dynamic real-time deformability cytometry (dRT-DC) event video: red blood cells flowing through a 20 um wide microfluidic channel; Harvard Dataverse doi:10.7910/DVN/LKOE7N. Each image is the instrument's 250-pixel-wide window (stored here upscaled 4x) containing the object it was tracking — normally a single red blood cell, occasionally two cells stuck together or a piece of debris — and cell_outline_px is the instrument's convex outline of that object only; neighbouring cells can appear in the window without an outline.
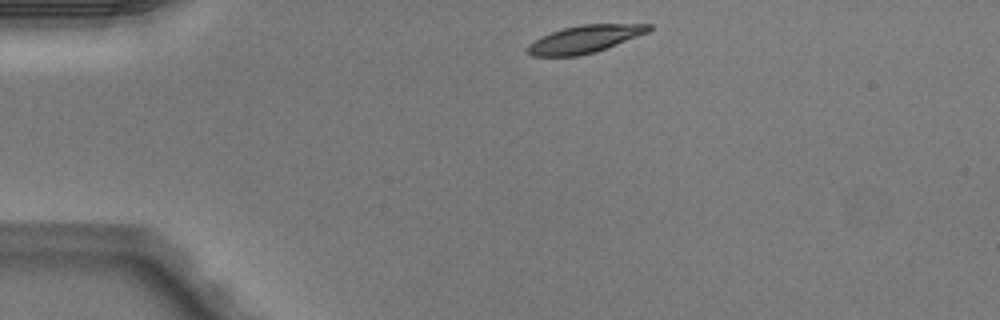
{"species": "Egyptian fruit bat (a non-hibernating species)", "species_latin": "Rousettus aegyptiacus", "temperature_condition": "warm", "stored_images_in_passage": 2, "camera_frame_rate_fps": 3000, "um_per_image_px": 0.085, "animal": {"sex": "male"}, "frame": {"image": 1, "passage_image": 1, "time_ms": 0.0, "image_size_px": [1000, 320], "cell_outline_px": [[652, 28], [648, 32], [596, 52], [576, 56], [532, 56], [524, 52], [528, 44], [540, 36], [564, 28], [580, 24], [652, 24]], "centroid_in_image_um": [49.65, 3.33], "position_along_channel_um": 35.3, "area_um2": 19.48}}